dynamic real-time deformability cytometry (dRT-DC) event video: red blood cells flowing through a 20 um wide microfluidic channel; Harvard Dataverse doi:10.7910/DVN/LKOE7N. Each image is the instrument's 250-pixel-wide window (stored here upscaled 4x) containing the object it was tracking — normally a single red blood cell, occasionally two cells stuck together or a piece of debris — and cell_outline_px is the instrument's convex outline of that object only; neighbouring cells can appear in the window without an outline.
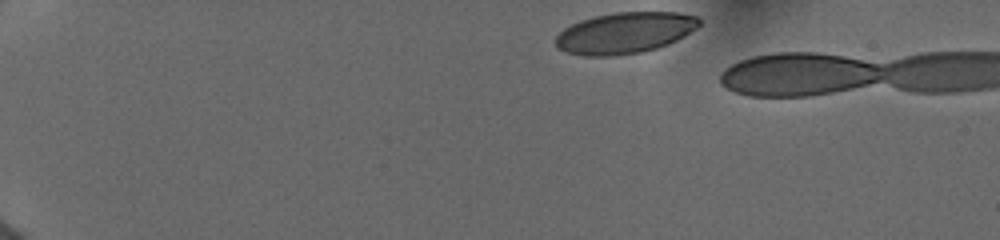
{"species": "human", "species_latin": "Homo sapiens", "temperature_condition": "cold", "stored_images_in_passage": 10, "camera_frame_rate_fps": 3000, "um_per_image_px": 0.085, "donor": {"sex": "female"}, "frame": {"image": 1, "passage_image": 1, "time_ms": 0.0, "image_size_px": [1000, 240], "cell_outline_px": [[700, 24], [696, 28], [684, 36], [668, 44], [656, 48], [640, 52], [612, 56], [584, 56], [568, 52], [556, 48], [556, 36], [564, 28], [580, 20], [596, 16], [616, 12], [676, 12], [696, 16], [700, 20]], "centroid_in_image_um": [53.1, 2.79], "position_along_channel_um": 31.9, "area_um2": 34.28}}